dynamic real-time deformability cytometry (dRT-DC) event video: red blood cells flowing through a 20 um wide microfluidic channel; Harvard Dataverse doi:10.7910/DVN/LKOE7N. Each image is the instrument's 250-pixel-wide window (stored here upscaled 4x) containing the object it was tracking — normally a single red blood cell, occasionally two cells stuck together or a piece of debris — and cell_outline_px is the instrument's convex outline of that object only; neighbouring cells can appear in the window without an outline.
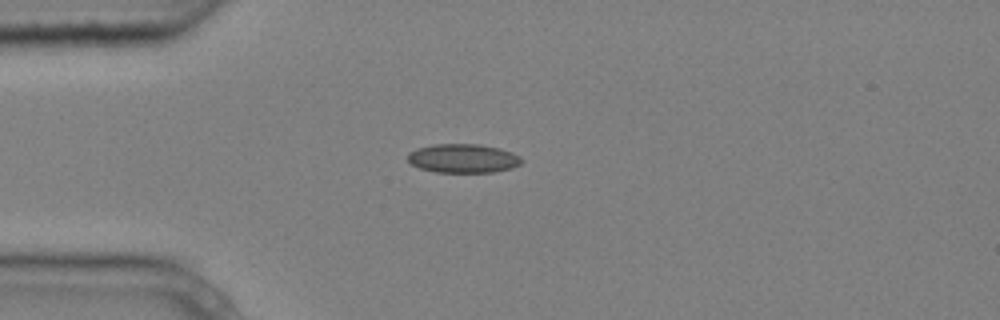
{"species": "common noctule bat (a hibernating species)", "species_latin": "Nyctalus noctula", "temperature_condition": "cold", "stored_images_in_passage": 3, "camera_frame_rate_fps": 3000, "um_per_image_px": 0.085, "animal": {"sex": "male", "body_mass_g": 20.4}, "frame": {"image": 1, "passage_image": 3, "time_ms": 0.667, "image_size_px": [1000, 320], "cell_outline_px": [[524, 160], [520, 164], [512, 168], [492, 172], [436, 172], [420, 168], [412, 164], [408, 160], [408, 152], [416, 148], [432, 144], [480, 144], [500, 148], [512, 152], [520, 156]], "centroid_in_image_um": [39.37, 13.45], "position_along_channel_um": 45.6, "area_um2": 19.31}}